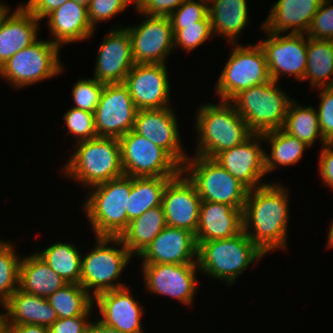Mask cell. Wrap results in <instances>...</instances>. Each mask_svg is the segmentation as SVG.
Returning <instances> with one entry per match:
<instances>
[{
  "instance_id": "6da1fadb",
  "label": "cell",
  "mask_w": 333,
  "mask_h": 333,
  "mask_svg": "<svg viewBox=\"0 0 333 333\" xmlns=\"http://www.w3.org/2000/svg\"><path fill=\"white\" fill-rule=\"evenodd\" d=\"M289 198L288 189L280 182H270L248 191L243 209V231L265 255L273 250L287 249Z\"/></svg>"
},
{
  "instance_id": "7a4b0ae2",
  "label": "cell",
  "mask_w": 333,
  "mask_h": 333,
  "mask_svg": "<svg viewBox=\"0 0 333 333\" xmlns=\"http://www.w3.org/2000/svg\"><path fill=\"white\" fill-rule=\"evenodd\" d=\"M197 109L195 132L198 138L193 155L214 158L218 153L241 144L252 134L230 101L205 103Z\"/></svg>"
},
{
  "instance_id": "3957f363",
  "label": "cell",
  "mask_w": 333,
  "mask_h": 333,
  "mask_svg": "<svg viewBox=\"0 0 333 333\" xmlns=\"http://www.w3.org/2000/svg\"><path fill=\"white\" fill-rule=\"evenodd\" d=\"M66 165L60 168L65 178L91 188L124 175L118 138L96 137L73 145Z\"/></svg>"
},
{
  "instance_id": "277c9868",
  "label": "cell",
  "mask_w": 333,
  "mask_h": 333,
  "mask_svg": "<svg viewBox=\"0 0 333 333\" xmlns=\"http://www.w3.org/2000/svg\"><path fill=\"white\" fill-rule=\"evenodd\" d=\"M265 256L242 231L231 238L200 243L197 264L201 274L231 286L250 265Z\"/></svg>"
},
{
  "instance_id": "5b68a950",
  "label": "cell",
  "mask_w": 333,
  "mask_h": 333,
  "mask_svg": "<svg viewBox=\"0 0 333 333\" xmlns=\"http://www.w3.org/2000/svg\"><path fill=\"white\" fill-rule=\"evenodd\" d=\"M89 189L82 210L92 226L94 237H120L127 229L131 177L123 175Z\"/></svg>"
},
{
  "instance_id": "8992f818",
  "label": "cell",
  "mask_w": 333,
  "mask_h": 333,
  "mask_svg": "<svg viewBox=\"0 0 333 333\" xmlns=\"http://www.w3.org/2000/svg\"><path fill=\"white\" fill-rule=\"evenodd\" d=\"M95 239L96 244L91 252L86 256L82 255L80 276V285L93 298L102 292L127 286L118 280L133 257L119 237Z\"/></svg>"
},
{
  "instance_id": "52a82bcc",
  "label": "cell",
  "mask_w": 333,
  "mask_h": 333,
  "mask_svg": "<svg viewBox=\"0 0 333 333\" xmlns=\"http://www.w3.org/2000/svg\"><path fill=\"white\" fill-rule=\"evenodd\" d=\"M278 84L271 79L241 91L230 101L252 133L283 128L293 99Z\"/></svg>"
},
{
  "instance_id": "ba28073f",
  "label": "cell",
  "mask_w": 333,
  "mask_h": 333,
  "mask_svg": "<svg viewBox=\"0 0 333 333\" xmlns=\"http://www.w3.org/2000/svg\"><path fill=\"white\" fill-rule=\"evenodd\" d=\"M60 47L50 40L37 39L0 66V77L14 88H24L59 76L65 69Z\"/></svg>"
},
{
  "instance_id": "9c48e42d",
  "label": "cell",
  "mask_w": 333,
  "mask_h": 333,
  "mask_svg": "<svg viewBox=\"0 0 333 333\" xmlns=\"http://www.w3.org/2000/svg\"><path fill=\"white\" fill-rule=\"evenodd\" d=\"M182 172L196 187L201 201L244 209L249 190L213 158L200 155L188 157Z\"/></svg>"
},
{
  "instance_id": "30bf717a",
  "label": "cell",
  "mask_w": 333,
  "mask_h": 333,
  "mask_svg": "<svg viewBox=\"0 0 333 333\" xmlns=\"http://www.w3.org/2000/svg\"><path fill=\"white\" fill-rule=\"evenodd\" d=\"M233 50L215 83L221 101H231L241 91L271 80L265 54L259 45L232 43Z\"/></svg>"
},
{
  "instance_id": "8fae6325",
  "label": "cell",
  "mask_w": 333,
  "mask_h": 333,
  "mask_svg": "<svg viewBox=\"0 0 333 333\" xmlns=\"http://www.w3.org/2000/svg\"><path fill=\"white\" fill-rule=\"evenodd\" d=\"M125 176L176 177L182 166L163 148L133 129L119 138Z\"/></svg>"
},
{
  "instance_id": "7c38bea8",
  "label": "cell",
  "mask_w": 333,
  "mask_h": 333,
  "mask_svg": "<svg viewBox=\"0 0 333 333\" xmlns=\"http://www.w3.org/2000/svg\"><path fill=\"white\" fill-rule=\"evenodd\" d=\"M265 31V39L259 42L272 80L281 81L282 76H293L302 82L307 63V36L306 34L270 33ZM305 36V37H304Z\"/></svg>"
},
{
  "instance_id": "4fadbf2b",
  "label": "cell",
  "mask_w": 333,
  "mask_h": 333,
  "mask_svg": "<svg viewBox=\"0 0 333 333\" xmlns=\"http://www.w3.org/2000/svg\"><path fill=\"white\" fill-rule=\"evenodd\" d=\"M138 13L143 16L142 22L125 27L135 64H167V57L174 49V33L169 17Z\"/></svg>"
},
{
  "instance_id": "5bb4252c",
  "label": "cell",
  "mask_w": 333,
  "mask_h": 333,
  "mask_svg": "<svg viewBox=\"0 0 333 333\" xmlns=\"http://www.w3.org/2000/svg\"><path fill=\"white\" fill-rule=\"evenodd\" d=\"M137 111L124 83L104 84L94 111L97 136L119 139L134 128Z\"/></svg>"
},
{
  "instance_id": "9a60e30c",
  "label": "cell",
  "mask_w": 333,
  "mask_h": 333,
  "mask_svg": "<svg viewBox=\"0 0 333 333\" xmlns=\"http://www.w3.org/2000/svg\"><path fill=\"white\" fill-rule=\"evenodd\" d=\"M145 289L152 294L172 297L185 306L197 294L198 264H142Z\"/></svg>"
},
{
  "instance_id": "2e32d148",
  "label": "cell",
  "mask_w": 333,
  "mask_h": 333,
  "mask_svg": "<svg viewBox=\"0 0 333 333\" xmlns=\"http://www.w3.org/2000/svg\"><path fill=\"white\" fill-rule=\"evenodd\" d=\"M263 141L262 134L252 133L241 144L218 153L213 159L248 190L259 188L268 184L261 180L266 175Z\"/></svg>"
},
{
  "instance_id": "e0dca14e",
  "label": "cell",
  "mask_w": 333,
  "mask_h": 333,
  "mask_svg": "<svg viewBox=\"0 0 333 333\" xmlns=\"http://www.w3.org/2000/svg\"><path fill=\"white\" fill-rule=\"evenodd\" d=\"M166 64H134L124 84L138 110L170 107V83Z\"/></svg>"
},
{
  "instance_id": "ac0fdd59",
  "label": "cell",
  "mask_w": 333,
  "mask_h": 333,
  "mask_svg": "<svg viewBox=\"0 0 333 333\" xmlns=\"http://www.w3.org/2000/svg\"><path fill=\"white\" fill-rule=\"evenodd\" d=\"M99 45L94 76L103 84L124 83L126 75L134 66L131 40L125 26H116Z\"/></svg>"
},
{
  "instance_id": "d6986e66",
  "label": "cell",
  "mask_w": 333,
  "mask_h": 333,
  "mask_svg": "<svg viewBox=\"0 0 333 333\" xmlns=\"http://www.w3.org/2000/svg\"><path fill=\"white\" fill-rule=\"evenodd\" d=\"M172 107L138 110L133 130L166 150L181 166L189 157L180 141L177 115Z\"/></svg>"
},
{
  "instance_id": "ffe728a7",
  "label": "cell",
  "mask_w": 333,
  "mask_h": 333,
  "mask_svg": "<svg viewBox=\"0 0 333 333\" xmlns=\"http://www.w3.org/2000/svg\"><path fill=\"white\" fill-rule=\"evenodd\" d=\"M200 204L196 187L183 172L167 182L161 205L168 226L187 229L195 234Z\"/></svg>"
},
{
  "instance_id": "44dd1931",
  "label": "cell",
  "mask_w": 333,
  "mask_h": 333,
  "mask_svg": "<svg viewBox=\"0 0 333 333\" xmlns=\"http://www.w3.org/2000/svg\"><path fill=\"white\" fill-rule=\"evenodd\" d=\"M129 288L127 286L98 294L94 298V306H97L100 314L97 318L122 333H144L141 323L144 308Z\"/></svg>"
},
{
  "instance_id": "7402d4cb",
  "label": "cell",
  "mask_w": 333,
  "mask_h": 333,
  "mask_svg": "<svg viewBox=\"0 0 333 333\" xmlns=\"http://www.w3.org/2000/svg\"><path fill=\"white\" fill-rule=\"evenodd\" d=\"M195 234L166 226L138 256L142 264H197Z\"/></svg>"
},
{
  "instance_id": "603a6c76",
  "label": "cell",
  "mask_w": 333,
  "mask_h": 333,
  "mask_svg": "<svg viewBox=\"0 0 333 333\" xmlns=\"http://www.w3.org/2000/svg\"><path fill=\"white\" fill-rule=\"evenodd\" d=\"M10 11L0 19V66L38 39L40 20L21 4Z\"/></svg>"
},
{
  "instance_id": "cb8c5ba5",
  "label": "cell",
  "mask_w": 333,
  "mask_h": 333,
  "mask_svg": "<svg viewBox=\"0 0 333 333\" xmlns=\"http://www.w3.org/2000/svg\"><path fill=\"white\" fill-rule=\"evenodd\" d=\"M243 231V210L225 203L201 201L195 239L197 246L206 241L227 239Z\"/></svg>"
},
{
  "instance_id": "d4e9b609",
  "label": "cell",
  "mask_w": 333,
  "mask_h": 333,
  "mask_svg": "<svg viewBox=\"0 0 333 333\" xmlns=\"http://www.w3.org/2000/svg\"><path fill=\"white\" fill-rule=\"evenodd\" d=\"M45 18L53 36L49 40L60 48L71 42L89 40L94 34L95 29L88 17V7L74 0L67 1Z\"/></svg>"
},
{
  "instance_id": "484cf974",
  "label": "cell",
  "mask_w": 333,
  "mask_h": 333,
  "mask_svg": "<svg viewBox=\"0 0 333 333\" xmlns=\"http://www.w3.org/2000/svg\"><path fill=\"white\" fill-rule=\"evenodd\" d=\"M323 0H278L262 27L270 33L306 34ZM292 29V30H291Z\"/></svg>"
},
{
  "instance_id": "4316f807",
  "label": "cell",
  "mask_w": 333,
  "mask_h": 333,
  "mask_svg": "<svg viewBox=\"0 0 333 333\" xmlns=\"http://www.w3.org/2000/svg\"><path fill=\"white\" fill-rule=\"evenodd\" d=\"M4 308L7 325L32 324L49 328L57 319L47 298L17 289L0 308Z\"/></svg>"
},
{
  "instance_id": "83f0119b",
  "label": "cell",
  "mask_w": 333,
  "mask_h": 333,
  "mask_svg": "<svg viewBox=\"0 0 333 333\" xmlns=\"http://www.w3.org/2000/svg\"><path fill=\"white\" fill-rule=\"evenodd\" d=\"M211 30L215 35L227 38L226 41L239 43V34L249 22L247 0H208Z\"/></svg>"
},
{
  "instance_id": "f1b7e54d",
  "label": "cell",
  "mask_w": 333,
  "mask_h": 333,
  "mask_svg": "<svg viewBox=\"0 0 333 333\" xmlns=\"http://www.w3.org/2000/svg\"><path fill=\"white\" fill-rule=\"evenodd\" d=\"M35 252L21 259L19 269V289L21 291L47 298L66 285Z\"/></svg>"
},
{
  "instance_id": "f546056e",
  "label": "cell",
  "mask_w": 333,
  "mask_h": 333,
  "mask_svg": "<svg viewBox=\"0 0 333 333\" xmlns=\"http://www.w3.org/2000/svg\"><path fill=\"white\" fill-rule=\"evenodd\" d=\"M167 226L162 205L149 209L131 220L127 229L120 235L130 254L138 257Z\"/></svg>"
},
{
  "instance_id": "4dcf8cb0",
  "label": "cell",
  "mask_w": 333,
  "mask_h": 333,
  "mask_svg": "<svg viewBox=\"0 0 333 333\" xmlns=\"http://www.w3.org/2000/svg\"><path fill=\"white\" fill-rule=\"evenodd\" d=\"M309 81L311 89L333 86V40L307 37V63L302 81Z\"/></svg>"
},
{
  "instance_id": "1f68e13d",
  "label": "cell",
  "mask_w": 333,
  "mask_h": 333,
  "mask_svg": "<svg viewBox=\"0 0 333 333\" xmlns=\"http://www.w3.org/2000/svg\"><path fill=\"white\" fill-rule=\"evenodd\" d=\"M264 142L270 144V151L265 152L266 174L275 171L278 166H290L298 163L309 146L298 138L289 135L283 129L262 133Z\"/></svg>"
},
{
  "instance_id": "d6a6232c",
  "label": "cell",
  "mask_w": 333,
  "mask_h": 333,
  "mask_svg": "<svg viewBox=\"0 0 333 333\" xmlns=\"http://www.w3.org/2000/svg\"><path fill=\"white\" fill-rule=\"evenodd\" d=\"M171 178L174 177H131L127 227L131 220L147 210L161 206L166 184Z\"/></svg>"
},
{
  "instance_id": "836d02e7",
  "label": "cell",
  "mask_w": 333,
  "mask_h": 333,
  "mask_svg": "<svg viewBox=\"0 0 333 333\" xmlns=\"http://www.w3.org/2000/svg\"><path fill=\"white\" fill-rule=\"evenodd\" d=\"M75 243L54 242L35 253L65 282L80 284L82 254Z\"/></svg>"
},
{
  "instance_id": "e575fe53",
  "label": "cell",
  "mask_w": 333,
  "mask_h": 333,
  "mask_svg": "<svg viewBox=\"0 0 333 333\" xmlns=\"http://www.w3.org/2000/svg\"><path fill=\"white\" fill-rule=\"evenodd\" d=\"M282 129L309 147H313L316 139L319 140L320 144H326L319 127L317 110L311 105L302 106L293 100L290 103Z\"/></svg>"
},
{
  "instance_id": "d590c367",
  "label": "cell",
  "mask_w": 333,
  "mask_h": 333,
  "mask_svg": "<svg viewBox=\"0 0 333 333\" xmlns=\"http://www.w3.org/2000/svg\"><path fill=\"white\" fill-rule=\"evenodd\" d=\"M58 318L91 315L94 298L80 285L67 283L47 297Z\"/></svg>"
},
{
  "instance_id": "8d00e7d4",
  "label": "cell",
  "mask_w": 333,
  "mask_h": 333,
  "mask_svg": "<svg viewBox=\"0 0 333 333\" xmlns=\"http://www.w3.org/2000/svg\"><path fill=\"white\" fill-rule=\"evenodd\" d=\"M15 244L5 243L0 248V304L3 305L19 289L21 256L15 253ZM20 257V258H19Z\"/></svg>"
},
{
  "instance_id": "74e56055",
  "label": "cell",
  "mask_w": 333,
  "mask_h": 333,
  "mask_svg": "<svg viewBox=\"0 0 333 333\" xmlns=\"http://www.w3.org/2000/svg\"><path fill=\"white\" fill-rule=\"evenodd\" d=\"M173 33L174 48L191 52L213 36L209 14L195 24L183 25V29H173Z\"/></svg>"
},
{
  "instance_id": "f35d334b",
  "label": "cell",
  "mask_w": 333,
  "mask_h": 333,
  "mask_svg": "<svg viewBox=\"0 0 333 333\" xmlns=\"http://www.w3.org/2000/svg\"><path fill=\"white\" fill-rule=\"evenodd\" d=\"M68 133L76 138V142L98 137L95 130L94 113L71 107L63 115Z\"/></svg>"
},
{
  "instance_id": "ab89813d",
  "label": "cell",
  "mask_w": 333,
  "mask_h": 333,
  "mask_svg": "<svg viewBox=\"0 0 333 333\" xmlns=\"http://www.w3.org/2000/svg\"><path fill=\"white\" fill-rule=\"evenodd\" d=\"M103 89L104 84L94 78L77 80L72 88L73 107L94 113Z\"/></svg>"
},
{
  "instance_id": "60d3db41",
  "label": "cell",
  "mask_w": 333,
  "mask_h": 333,
  "mask_svg": "<svg viewBox=\"0 0 333 333\" xmlns=\"http://www.w3.org/2000/svg\"><path fill=\"white\" fill-rule=\"evenodd\" d=\"M208 14V0H186L169 16V19L172 29H183V25L202 21Z\"/></svg>"
},
{
  "instance_id": "b9f144b4",
  "label": "cell",
  "mask_w": 333,
  "mask_h": 333,
  "mask_svg": "<svg viewBox=\"0 0 333 333\" xmlns=\"http://www.w3.org/2000/svg\"><path fill=\"white\" fill-rule=\"evenodd\" d=\"M323 0L313 17L306 36L315 40H333V4ZM332 4V5H331Z\"/></svg>"
},
{
  "instance_id": "7bdbcfd3",
  "label": "cell",
  "mask_w": 333,
  "mask_h": 333,
  "mask_svg": "<svg viewBox=\"0 0 333 333\" xmlns=\"http://www.w3.org/2000/svg\"><path fill=\"white\" fill-rule=\"evenodd\" d=\"M135 4L134 0H91L88 6V17L91 26L97 29L96 25L107 21L113 16L122 13L130 5Z\"/></svg>"
},
{
  "instance_id": "ee69618b",
  "label": "cell",
  "mask_w": 333,
  "mask_h": 333,
  "mask_svg": "<svg viewBox=\"0 0 333 333\" xmlns=\"http://www.w3.org/2000/svg\"><path fill=\"white\" fill-rule=\"evenodd\" d=\"M322 89V90H321ZM319 127L326 143H333V86L319 88Z\"/></svg>"
},
{
  "instance_id": "f6af8a7d",
  "label": "cell",
  "mask_w": 333,
  "mask_h": 333,
  "mask_svg": "<svg viewBox=\"0 0 333 333\" xmlns=\"http://www.w3.org/2000/svg\"><path fill=\"white\" fill-rule=\"evenodd\" d=\"M186 0H137L135 9L149 16L169 17Z\"/></svg>"
},
{
  "instance_id": "bcb514c9",
  "label": "cell",
  "mask_w": 333,
  "mask_h": 333,
  "mask_svg": "<svg viewBox=\"0 0 333 333\" xmlns=\"http://www.w3.org/2000/svg\"><path fill=\"white\" fill-rule=\"evenodd\" d=\"M91 315H80L72 318H58L50 327V333H86L92 320Z\"/></svg>"
},
{
  "instance_id": "7dc6e473",
  "label": "cell",
  "mask_w": 333,
  "mask_h": 333,
  "mask_svg": "<svg viewBox=\"0 0 333 333\" xmlns=\"http://www.w3.org/2000/svg\"><path fill=\"white\" fill-rule=\"evenodd\" d=\"M318 161V174L323 185L333 189V143L322 144Z\"/></svg>"
},
{
  "instance_id": "c3c4849f",
  "label": "cell",
  "mask_w": 333,
  "mask_h": 333,
  "mask_svg": "<svg viewBox=\"0 0 333 333\" xmlns=\"http://www.w3.org/2000/svg\"><path fill=\"white\" fill-rule=\"evenodd\" d=\"M69 0H29L22 4L37 19L43 20L58 7L62 6Z\"/></svg>"
},
{
  "instance_id": "681fc988",
  "label": "cell",
  "mask_w": 333,
  "mask_h": 333,
  "mask_svg": "<svg viewBox=\"0 0 333 333\" xmlns=\"http://www.w3.org/2000/svg\"><path fill=\"white\" fill-rule=\"evenodd\" d=\"M8 333H50L49 328L32 324L7 325Z\"/></svg>"
},
{
  "instance_id": "f907efd6",
  "label": "cell",
  "mask_w": 333,
  "mask_h": 333,
  "mask_svg": "<svg viewBox=\"0 0 333 333\" xmlns=\"http://www.w3.org/2000/svg\"><path fill=\"white\" fill-rule=\"evenodd\" d=\"M97 321H91L88 325L86 333H122L119 330L105 325L98 318Z\"/></svg>"
},
{
  "instance_id": "816d5d0a",
  "label": "cell",
  "mask_w": 333,
  "mask_h": 333,
  "mask_svg": "<svg viewBox=\"0 0 333 333\" xmlns=\"http://www.w3.org/2000/svg\"><path fill=\"white\" fill-rule=\"evenodd\" d=\"M2 309L0 310V312ZM0 333H8V326L5 312L0 313Z\"/></svg>"
},
{
  "instance_id": "f5cc1de1",
  "label": "cell",
  "mask_w": 333,
  "mask_h": 333,
  "mask_svg": "<svg viewBox=\"0 0 333 333\" xmlns=\"http://www.w3.org/2000/svg\"><path fill=\"white\" fill-rule=\"evenodd\" d=\"M330 227V231L328 233V238H327V249L328 248H333V218H332V223L329 226Z\"/></svg>"
},
{
  "instance_id": "db71d44e",
  "label": "cell",
  "mask_w": 333,
  "mask_h": 333,
  "mask_svg": "<svg viewBox=\"0 0 333 333\" xmlns=\"http://www.w3.org/2000/svg\"><path fill=\"white\" fill-rule=\"evenodd\" d=\"M8 8H10V7L7 4H5V3L3 4L0 1V19Z\"/></svg>"
},
{
  "instance_id": "11a10c76",
  "label": "cell",
  "mask_w": 333,
  "mask_h": 333,
  "mask_svg": "<svg viewBox=\"0 0 333 333\" xmlns=\"http://www.w3.org/2000/svg\"><path fill=\"white\" fill-rule=\"evenodd\" d=\"M74 1H76L77 3L85 5L86 7H88L91 3V0H74Z\"/></svg>"
},
{
  "instance_id": "9f6ffc18",
  "label": "cell",
  "mask_w": 333,
  "mask_h": 333,
  "mask_svg": "<svg viewBox=\"0 0 333 333\" xmlns=\"http://www.w3.org/2000/svg\"><path fill=\"white\" fill-rule=\"evenodd\" d=\"M8 241L6 240V241H2V240H0V248L5 244V243H7Z\"/></svg>"
}]
</instances>
